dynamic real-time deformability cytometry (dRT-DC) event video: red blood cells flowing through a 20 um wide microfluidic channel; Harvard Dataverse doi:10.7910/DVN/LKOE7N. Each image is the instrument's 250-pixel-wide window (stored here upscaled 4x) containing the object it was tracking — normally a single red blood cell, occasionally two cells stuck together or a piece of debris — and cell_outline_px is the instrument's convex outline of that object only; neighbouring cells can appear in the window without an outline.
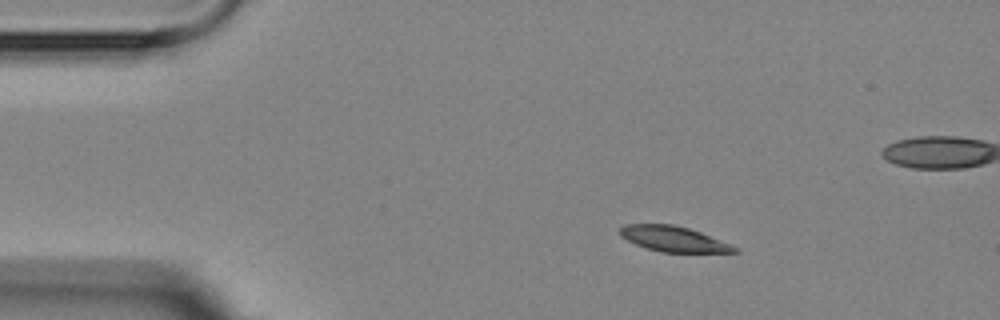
{"species": "Egyptian fruit bat (a non-hibernating species)", "species_latin": "Rousettus aegyptiacus", "temperature_condition": "room temperature", "stored_images_in_passage": 4, "camera_frame_rate_fps": 3000, "um_per_image_px": 0.085, "animal": {"sex": "female"}, "frame": {"image": 1, "passage_image": 2, "time_ms": 1.0, "image_size_px": [1000, 320], "cell_outline_px": [[740, 252], [660, 252], [636, 244], [620, 236], [620, 228], [624, 224], [672, 224], [688, 228], [700, 232], [740, 248]], "centroid_in_image_um": [57.26, 20.31], "position_along_channel_um": 27.7, "area_um2": 16.76}}